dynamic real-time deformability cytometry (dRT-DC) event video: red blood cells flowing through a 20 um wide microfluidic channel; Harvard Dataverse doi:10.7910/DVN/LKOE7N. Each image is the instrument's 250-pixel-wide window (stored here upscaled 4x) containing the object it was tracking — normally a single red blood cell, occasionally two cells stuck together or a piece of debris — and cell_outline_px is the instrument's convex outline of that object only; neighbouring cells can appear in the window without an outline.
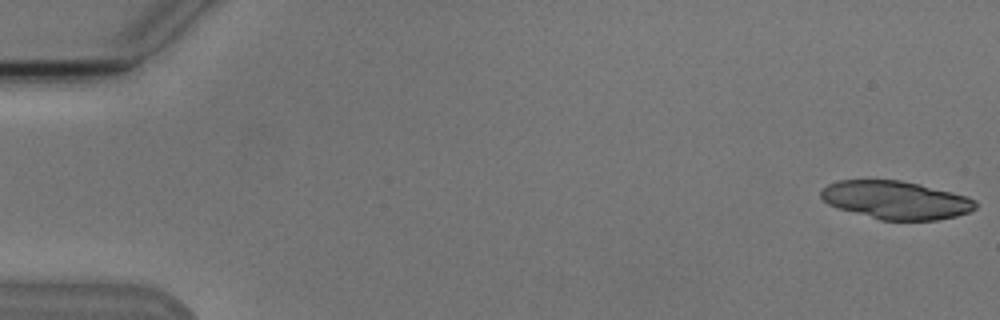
{"species": "Egyptian fruit bat (a non-hibernating species)", "species_latin": "Rousettus aegyptiacus", "temperature_condition": "cold", "stored_images_in_passage": 8, "camera_frame_rate_fps": 3000, "um_per_image_px": 0.085, "animal": {"sex": "male"}, "frame": {"image": 1, "passage_image": 1, "time_ms": 0.0, "image_size_px": [1000, 320], "cell_outline_px": [[976, 208], [968, 212], [956, 216], [936, 220], [880, 220], [840, 208], [828, 204], [820, 196], [820, 192], [828, 184], [840, 180], [900, 180], [920, 184], [968, 196], [976, 200]], "centroid_in_image_um": [76.18, 17.0], "position_along_channel_um": 8.8, "area_um2": 34.16}}
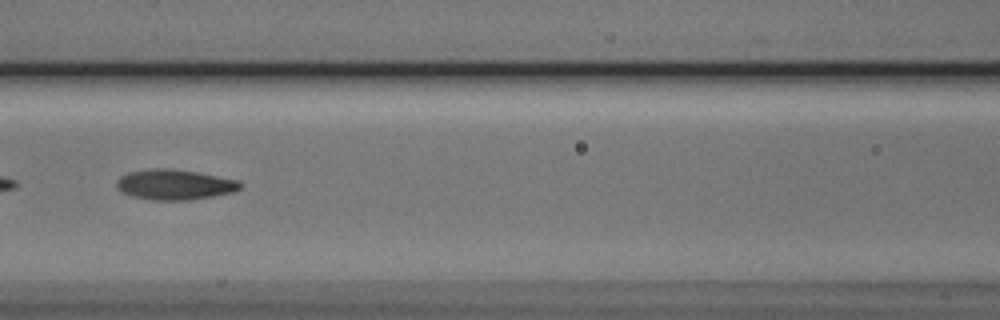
{"frame": {"image": 2, "passage_image": 8, "time_ms": 8.0, "image_size_px": [1000, 320], "cell_outline_px": [[244, 184], [236, 192], [188, 200], [152, 200], [132, 196], [116, 188], [116, 180], [120, 176], [128, 172], [152, 168], [172, 168], [196, 172], [240, 180]], "centroid_in_image_um": [14.86, 15.68], "position_along_channel_um": 151.7, "area_um2": 22.02}}